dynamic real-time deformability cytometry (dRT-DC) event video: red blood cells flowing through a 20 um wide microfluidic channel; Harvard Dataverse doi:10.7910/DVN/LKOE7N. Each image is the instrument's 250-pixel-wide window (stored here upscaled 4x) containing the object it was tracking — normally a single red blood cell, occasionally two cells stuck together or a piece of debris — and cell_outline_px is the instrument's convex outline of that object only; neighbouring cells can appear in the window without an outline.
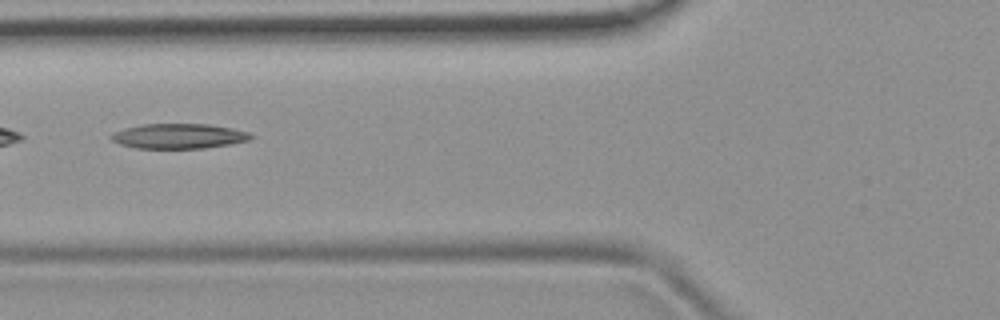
{"species": "common noctule bat (a hibernating species)", "species_latin": "Nyctalus noctula", "temperature_condition": "room temperature", "stored_images_in_passage": 6, "camera_frame_rate_fps": 3000, "um_per_image_px": 0.085, "animal": {"sex": "female", "body_mass_g": 19.9}, "frame": {"image": 1, "passage_image": 2, "time_ms": 1.333, "image_size_px": [1000, 320], "cell_outline_px": [[256, 136], [248, 140], [232, 144], [204, 148], [136, 148], [120, 144], [112, 140], [112, 136], [116, 132], [124, 128], [144, 124], [208, 124], [232, 128], [248, 132]], "centroid_in_image_um": [15.25, 11.57], "position_along_channel_um": 110.5, "area_um2": 20.17}}
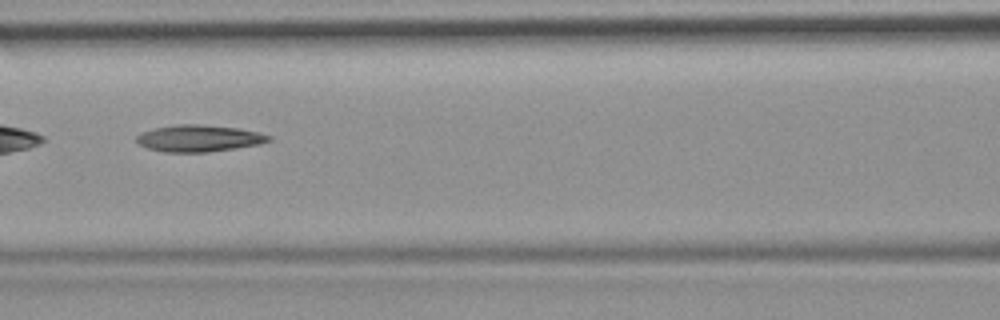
{"frame": {"image": 2, "passage_image": 3, "time_ms": 2.333, "image_size_px": [1000, 320], "cell_outline_px": [[272, 140], [260, 144], [236, 148], [208, 152], [164, 152], [148, 148], [140, 144], [136, 140], [136, 136], [144, 132], [156, 128], [180, 124], [196, 124], [240, 128], [272, 136]], "centroid_in_image_um": [16.95, 11.76], "position_along_channel_um": 149.7, "area_um2": 20.4}}